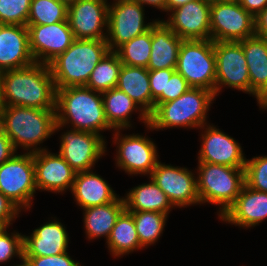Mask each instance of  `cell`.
I'll return each instance as SVG.
<instances>
[{"mask_svg": "<svg viewBox=\"0 0 267 266\" xmlns=\"http://www.w3.org/2000/svg\"><path fill=\"white\" fill-rule=\"evenodd\" d=\"M176 71L188 85L203 88L215 94L216 57L214 42L206 40H183L179 49Z\"/></svg>", "mask_w": 267, "mask_h": 266, "instance_id": "52a82bcc", "label": "cell"}, {"mask_svg": "<svg viewBox=\"0 0 267 266\" xmlns=\"http://www.w3.org/2000/svg\"><path fill=\"white\" fill-rule=\"evenodd\" d=\"M34 63L27 26L0 24V72Z\"/></svg>", "mask_w": 267, "mask_h": 266, "instance_id": "ffe728a7", "label": "cell"}, {"mask_svg": "<svg viewBox=\"0 0 267 266\" xmlns=\"http://www.w3.org/2000/svg\"><path fill=\"white\" fill-rule=\"evenodd\" d=\"M107 1L78 0L68 5L67 20L75 39L106 40L109 6Z\"/></svg>", "mask_w": 267, "mask_h": 266, "instance_id": "2e32d148", "label": "cell"}, {"mask_svg": "<svg viewBox=\"0 0 267 266\" xmlns=\"http://www.w3.org/2000/svg\"><path fill=\"white\" fill-rule=\"evenodd\" d=\"M215 94L203 88L190 87L180 97L159 104L149 115L148 130L184 127L201 128L207 123V113Z\"/></svg>", "mask_w": 267, "mask_h": 266, "instance_id": "277c9868", "label": "cell"}, {"mask_svg": "<svg viewBox=\"0 0 267 266\" xmlns=\"http://www.w3.org/2000/svg\"><path fill=\"white\" fill-rule=\"evenodd\" d=\"M216 85L215 97L221 88L228 87L250 94L249 70L240 42L215 41Z\"/></svg>", "mask_w": 267, "mask_h": 266, "instance_id": "7c38bea8", "label": "cell"}, {"mask_svg": "<svg viewBox=\"0 0 267 266\" xmlns=\"http://www.w3.org/2000/svg\"><path fill=\"white\" fill-rule=\"evenodd\" d=\"M30 266H81L68 252L50 256H23Z\"/></svg>", "mask_w": 267, "mask_h": 266, "instance_id": "f35d334b", "label": "cell"}, {"mask_svg": "<svg viewBox=\"0 0 267 266\" xmlns=\"http://www.w3.org/2000/svg\"><path fill=\"white\" fill-rule=\"evenodd\" d=\"M2 106L55 109L56 88L49 65H32L0 72Z\"/></svg>", "mask_w": 267, "mask_h": 266, "instance_id": "6da1fadb", "label": "cell"}, {"mask_svg": "<svg viewBox=\"0 0 267 266\" xmlns=\"http://www.w3.org/2000/svg\"><path fill=\"white\" fill-rule=\"evenodd\" d=\"M149 183H142L126 194L124 199L127 211H153L169 215L174 208L166 194L149 177Z\"/></svg>", "mask_w": 267, "mask_h": 266, "instance_id": "f1b7e54d", "label": "cell"}, {"mask_svg": "<svg viewBox=\"0 0 267 266\" xmlns=\"http://www.w3.org/2000/svg\"><path fill=\"white\" fill-rule=\"evenodd\" d=\"M103 99L104 113L109 125L115 129L132 128V113L139 112L138 118L144 125L149 124V116L134 102L126 93L117 87L101 93Z\"/></svg>", "mask_w": 267, "mask_h": 266, "instance_id": "484cf974", "label": "cell"}, {"mask_svg": "<svg viewBox=\"0 0 267 266\" xmlns=\"http://www.w3.org/2000/svg\"><path fill=\"white\" fill-rule=\"evenodd\" d=\"M58 1L64 2V3H66L67 5H70L71 3H74V2H76V1H78V0H58Z\"/></svg>", "mask_w": 267, "mask_h": 266, "instance_id": "c3c4849f", "label": "cell"}, {"mask_svg": "<svg viewBox=\"0 0 267 266\" xmlns=\"http://www.w3.org/2000/svg\"><path fill=\"white\" fill-rule=\"evenodd\" d=\"M116 87L136 102L148 116L154 111L147 68L122 64Z\"/></svg>", "mask_w": 267, "mask_h": 266, "instance_id": "4316f807", "label": "cell"}, {"mask_svg": "<svg viewBox=\"0 0 267 266\" xmlns=\"http://www.w3.org/2000/svg\"><path fill=\"white\" fill-rule=\"evenodd\" d=\"M200 129L205 130L200 135L202 144L198 162L245 168L247 159L238 141L213 124H205Z\"/></svg>", "mask_w": 267, "mask_h": 266, "instance_id": "e0dca14e", "label": "cell"}, {"mask_svg": "<svg viewBox=\"0 0 267 266\" xmlns=\"http://www.w3.org/2000/svg\"><path fill=\"white\" fill-rule=\"evenodd\" d=\"M33 162L37 190L56 194L72 190L76 171L59 153H51L47 149L34 152Z\"/></svg>", "mask_w": 267, "mask_h": 266, "instance_id": "d6986e66", "label": "cell"}, {"mask_svg": "<svg viewBox=\"0 0 267 266\" xmlns=\"http://www.w3.org/2000/svg\"><path fill=\"white\" fill-rule=\"evenodd\" d=\"M197 192L200 204L219 206V217L235 202L245 184V168L198 162Z\"/></svg>", "mask_w": 267, "mask_h": 266, "instance_id": "8992f818", "label": "cell"}, {"mask_svg": "<svg viewBox=\"0 0 267 266\" xmlns=\"http://www.w3.org/2000/svg\"><path fill=\"white\" fill-rule=\"evenodd\" d=\"M55 122V109L25 106H2L0 108V128L12 141L16 151L19 147L27 153L46 150V148H37V146L55 133Z\"/></svg>", "mask_w": 267, "mask_h": 266, "instance_id": "3957f363", "label": "cell"}, {"mask_svg": "<svg viewBox=\"0 0 267 266\" xmlns=\"http://www.w3.org/2000/svg\"><path fill=\"white\" fill-rule=\"evenodd\" d=\"M243 47L250 78V95L259 108L267 105V38L254 35L239 41Z\"/></svg>", "mask_w": 267, "mask_h": 266, "instance_id": "7402d4cb", "label": "cell"}, {"mask_svg": "<svg viewBox=\"0 0 267 266\" xmlns=\"http://www.w3.org/2000/svg\"><path fill=\"white\" fill-rule=\"evenodd\" d=\"M245 184L253 190L267 193V155L247 159Z\"/></svg>", "mask_w": 267, "mask_h": 266, "instance_id": "d590c367", "label": "cell"}, {"mask_svg": "<svg viewBox=\"0 0 267 266\" xmlns=\"http://www.w3.org/2000/svg\"><path fill=\"white\" fill-rule=\"evenodd\" d=\"M190 86L176 69H167L166 93H161L154 100V109L161 103L174 100L184 94Z\"/></svg>", "mask_w": 267, "mask_h": 266, "instance_id": "74e56055", "label": "cell"}, {"mask_svg": "<svg viewBox=\"0 0 267 266\" xmlns=\"http://www.w3.org/2000/svg\"><path fill=\"white\" fill-rule=\"evenodd\" d=\"M16 153L17 151L13 147L12 141L0 128V165Z\"/></svg>", "mask_w": 267, "mask_h": 266, "instance_id": "b9f144b4", "label": "cell"}, {"mask_svg": "<svg viewBox=\"0 0 267 266\" xmlns=\"http://www.w3.org/2000/svg\"><path fill=\"white\" fill-rule=\"evenodd\" d=\"M23 236L19 232H7L6 228H0V263L9 262L12 257H19L20 260L23 259L24 249H23Z\"/></svg>", "mask_w": 267, "mask_h": 266, "instance_id": "8d00e7d4", "label": "cell"}, {"mask_svg": "<svg viewBox=\"0 0 267 266\" xmlns=\"http://www.w3.org/2000/svg\"><path fill=\"white\" fill-rule=\"evenodd\" d=\"M149 84L154 100L161 93H166L167 69L149 70Z\"/></svg>", "mask_w": 267, "mask_h": 266, "instance_id": "60d3db41", "label": "cell"}, {"mask_svg": "<svg viewBox=\"0 0 267 266\" xmlns=\"http://www.w3.org/2000/svg\"><path fill=\"white\" fill-rule=\"evenodd\" d=\"M65 226L57 219L50 220L23 236L24 256H50L68 251L69 237Z\"/></svg>", "mask_w": 267, "mask_h": 266, "instance_id": "603a6c76", "label": "cell"}, {"mask_svg": "<svg viewBox=\"0 0 267 266\" xmlns=\"http://www.w3.org/2000/svg\"><path fill=\"white\" fill-rule=\"evenodd\" d=\"M166 194L174 207L200 204L197 177L185 167L166 165L160 161L149 176Z\"/></svg>", "mask_w": 267, "mask_h": 266, "instance_id": "5bb4252c", "label": "cell"}, {"mask_svg": "<svg viewBox=\"0 0 267 266\" xmlns=\"http://www.w3.org/2000/svg\"><path fill=\"white\" fill-rule=\"evenodd\" d=\"M124 209V199L119 196L108 204L83 209V222L88 240L105 236L107 242L118 216Z\"/></svg>", "mask_w": 267, "mask_h": 266, "instance_id": "83f0119b", "label": "cell"}, {"mask_svg": "<svg viewBox=\"0 0 267 266\" xmlns=\"http://www.w3.org/2000/svg\"><path fill=\"white\" fill-rule=\"evenodd\" d=\"M71 193L82 209L108 204L119 196L105 179L92 170L76 172Z\"/></svg>", "mask_w": 267, "mask_h": 266, "instance_id": "d4e9b609", "label": "cell"}, {"mask_svg": "<svg viewBox=\"0 0 267 266\" xmlns=\"http://www.w3.org/2000/svg\"><path fill=\"white\" fill-rule=\"evenodd\" d=\"M211 3L193 0L170 10L162 21L182 40L210 39Z\"/></svg>", "mask_w": 267, "mask_h": 266, "instance_id": "ac0fdd59", "label": "cell"}, {"mask_svg": "<svg viewBox=\"0 0 267 266\" xmlns=\"http://www.w3.org/2000/svg\"><path fill=\"white\" fill-rule=\"evenodd\" d=\"M113 142L116 148V166L128 175L150 176L155 166L158 164L159 155L157 147L152 138H148L138 133L125 135L120 133L121 129H115ZM121 134V135H120Z\"/></svg>", "mask_w": 267, "mask_h": 266, "instance_id": "8fae6325", "label": "cell"}, {"mask_svg": "<svg viewBox=\"0 0 267 266\" xmlns=\"http://www.w3.org/2000/svg\"><path fill=\"white\" fill-rule=\"evenodd\" d=\"M182 41L162 20L157 19L151 27V53L147 69H176Z\"/></svg>", "mask_w": 267, "mask_h": 266, "instance_id": "cb8c5ba5", "label": "cell"}, {"mask_svg": "<svg viewBox=\"0 0 267 266\" xmlns=\"http://www.w3.org/2000/svg\"><path fill=\"white\" fill-rule=\"evenodd\" d=\"M190 1H193V0H166V12L168 13L170 10L177 8L181 5H184ZM197 1L210 2V0H197Z\"/></svg>", "mask_w": 267, "mask_h": 266, "instance_id": "bcb514c9", "label": "cell"}, {"mask_svg": "<svg viewBox=\"0 0 267 266\" xmlns=\"http://www.w3.org/2000/svg\"><path fill=\"white\" fill-rule=\"evenodd\" d=\"M29 48L36 63L49 65L75 41L68 21L53 24H27Z\"/></svg>", "mask_w": 267, "mask_h": 266, "instance_id": "9a60e30c", "label": "cell"}, {"mask_svg": "<svg viewBox=\"0 0 267 266\" xmlns=\"http://www.w3.org/2000/svg\"><path fill=\"white\" fill-rule=\"evenodd\" d=\"M36 190L33 153L14 154L0 165V192L20 210H30Z\"/></svg>", "mask_w": 267, "mask_h": 266, "instance_id": "ba28073f", "label": "cell"}, {"mask_svg": "<svg viewBox=\"0 0 267 266\" xmlns=\"http://www.w3.org/2000/svg\"><path fill=\"white\" fill-rule=\"evenodd\" d=\"M122 64L147 68L151 53V28L114 51Z\"/></svg>", "mask_w": 267, "mask_h": 266, "instance_id": "d6a6232c", "label": "cell"}, {"mask_svg": "<svg viewBox=\"0 0 267 266\" xmlns=\"http://www.w3.org/2000/svg\"><path fill=\"white\" fill-rule=\"evenodd\" d=\"M132 213L140 245L146 248L156 243L166 225L168 215L153 211H129Z\"/></svg>", "mask_w": 267, "mask_h": 266, "instance_id": "1f68e13d", "label": "cell"}, {"mask_svg": "<svg viewBox=\"0 0 267 266\" xmlns=\"http://www.w3.org/2000/svg\"><path fill=\"white\" fill-rule=\"evenodd\" d=\"M256 35L255 17L237 0H218L211 3L210 39L239 42Z\"/></svg>", "mask_w": 267, "mask_h": 266, "instance_id": "9c48e42d", "label": "cell"}, {"mask_svg": "<svg viewBox=\"0 0 267 266\" xmlns=\"http://www.w3.org/2000/svg\"><path fill=\"white\" fill-rule=\"evenodd\" d=\"M16 266H30V264L23 258L21 264H16Z\"/></svg>", "mask_w": 267, "mask_h": 266, "instance_id": "7dc6e473", "label": "cell"}, {"mask_svg": "<svg viewBox=\"0 0 267 266\" xmlns=\"http://www.w3.org/2000/svg\"><path fill=\"white\" fill-rule=\"evenodd\" d=\"M68 5L58 0H32L27 24H53L68 21Z\"/></svg>", "mask_w": 267, "mask_h": 266, "instance_id": "836d02e7", "label": "cell"}, {"mask_svg": "<svg viewBox=\"0 0 267 266\" xmlns=\"http://www.w3.org/2000/svg\"><path fill=\"white\" fill-rule=\"evenodd\" d=\"M218 218L244 229L259 225L267 219V193L244 184L235 202Z\"/></svg>", "mask_w": 267, "mask_h": 266, "instance_id": "44dd1931", "label": "cell"}, {"mask_svg": "<svg viewBox=\"0 0 267 266\" xmlns=\"http://www.w3.org/2000/svg\"><path fill=\"white\" fill-rule=\"evenodd\" d=\"M121 66L118 55L109 51L93 69L85 86L101 93L115 88Z\"/></svg>", "mask_w": 267, "mask_h": 266, "instance_id": "4dcf8cb0", "label": "cell"}, {"mask_svg": "<svg viewBox=\"0 0 267 266\" xmlns=\"http://www.w3.org/2000/svg\"><path fill=\"white\" fill-rule=\"evenodd\" d=\"M106 244L110 254L113 257L115 256L114 258L122 257L143 248L140 245L131 212L126 209L121 212Z\"/></svg>", "mask_w": 267, "mask_h": 266, "instance_id": "f546056e", "label": "cell"}, {"mask_svg": "<svg viewBox=\"0 0 267 266\" xmlns=\"http://www.w3.org/2000/svg\"><path fill=\"white\" fill-rule=\"evenodd\" d=\"M144 6L134 0H113L108 6L106 42L110 51L145 33L157 21L145 23Z\"/></svg>", "mask_w": 267, "mask_h": 266, "instance_id": "30bf717a", "label": "cell"}, {"mask_svg": "<svg viewBox=\"0 0 267 266\" xmlns=\"http://www.w3.org/2000/svg\"><path fill=\"white\" fill-rule=\"evenodd\" d=\"M54 132L66 128L100 132L113 129L106 120L101 92L86 86L56 88Z\"/></svg>", "mask_w": 267, "mask_h": 266, "instance_id": "7a4b0ae2", "label": "cell"}, {"mask_svg": "<svg viewBox=\"0 0 267 266\" xmlns=\"http://www.w3.org/2000/svg\"><path fill=\"white\" fill-rule=\"evenodd\" d=\"M109 51L106 40L75 39L49 64L55 88L85 86L93 69Z\"/></svg>", "mask_w": 267, "mask_h": 266, "instance_id": "5b68a950", "label": "cell"}, {"mask_svg": "<svg viewBox=\"0 0 267 266\" xmlns=\"http://www.w3.org/2000/svg\"><path fill=\"white\" fill-rule=\"evenodd\" d=\"M62 133L58 153L76 172L92 170L107 150L103 135L72 128Z\"/></svg>", "mask_w": 267, "mask_h": 266, "instance_id": "4fadbf2b", "label": "cell"}, {"mask_svg": "<svg viewBox=\"0 0 267 266\" xmlns=\"http://www.w3.org/2000/svg\"><path fill=\"white\" fill-rule=\"evenodd\" d=\"M32 0H0V24L27 26Z\"/></svg>", "mask_w": 267, "mask_h": 266, "instance_id": "e575fe53", "label": "cell"}, {"mask_svg": "<svg viewBox=\"0 0 267 266\" xmlns=\"http://www.w3.org/2000/svg\"><path fill=\"white\" fill-rule=\"evenodd\" d=\"M134 1L140 3L142 6H145V4H147L161 11L166 12V0H134Z\"/></svg>", "mask_w": 267, "mask_h": 266, "instance_id": "f6af8a7d", "label": "cell"}, {"mask_svg": "<svg viewBox=\"0 0 267 266\" xmlns=\"http://www.w3.org/2000/svg\"><path fill=\"white\" fill-rule=\"evenodd\" d=\"M255 33L258 36L267 38V6L255 16Z\"/></svg>", "mask_w": 267, "mask_h": 266, "instance_id": "ee69618b", "label": "cell"}, {"mask_svg": "<svg viewBox=\"0 0 267 266\" xmlns=\"http://www.w3.org/2000/svg\"><path fill=\"white\" fill-rule=\"evenodd\" d=\"M239 4L254 17L267 6V0H237Z\"/></svg>", "mask_w": 267, "mask_h": 266, "instance_id": "7bdbcfd3", "label": "cell"}, {"mask_svg": "<svg viewBox=\"0 0 267 266\" xmlns=\"http://www.w3.org/2000/svg\"><path fill=\"white\" fill-rule=\"evenodd\" d=\"M21 210L0 192V228H9Z\"/></svg>", "mask_w": 267, "mask_h": 266, "instance_id": "ab89813d", "label": "cell"}]
</instances>
